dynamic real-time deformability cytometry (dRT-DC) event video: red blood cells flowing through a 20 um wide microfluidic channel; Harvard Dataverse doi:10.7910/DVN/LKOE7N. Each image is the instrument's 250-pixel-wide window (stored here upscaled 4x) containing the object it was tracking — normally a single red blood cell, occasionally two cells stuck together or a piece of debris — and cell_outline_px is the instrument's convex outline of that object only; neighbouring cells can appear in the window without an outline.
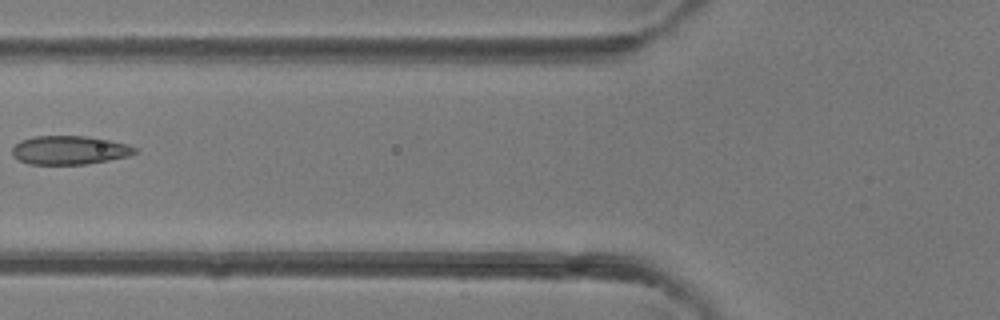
{"species": "common noctule bat (a hibernating species)", "species_latin": "Nyctalus noctula", "temperature_condition": "room temperature", "stored_images_in_passage": 5, "camera_frame_rate_fps": 3000, "um_per_image_px": 0.085, "animal": {"sex": "female"}, "frame": {"image": 1, "passage_image": 5, "time_ms": 4.667, "image_size_px": [1000, 320], "cell_outline_px": [[136, 152], [128, 156], [108, 160], [84, 164], [28, 164], [12, 156], [12, 148], [20, 140], [32, 136], [84, 136], [108, 140], [128, 144], [136, 148]], "centroid_in_image_um": [5.87, 12.76], "position_along_channel_um": 119.9, "area_um2": 20.4}}